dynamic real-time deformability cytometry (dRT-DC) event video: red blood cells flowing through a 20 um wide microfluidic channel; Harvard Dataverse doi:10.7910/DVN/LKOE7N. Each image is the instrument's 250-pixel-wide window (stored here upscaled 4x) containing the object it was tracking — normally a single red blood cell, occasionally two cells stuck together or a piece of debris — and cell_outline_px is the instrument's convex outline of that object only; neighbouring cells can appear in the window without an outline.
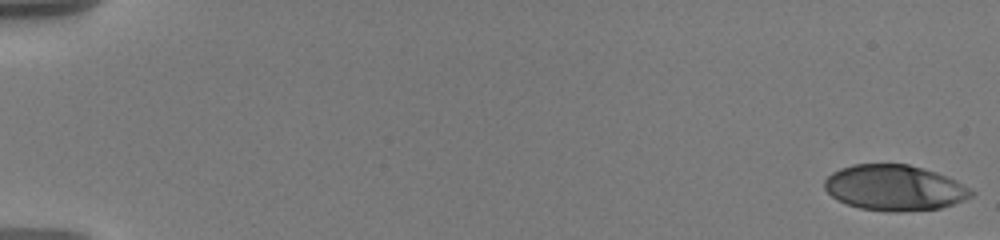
{"species": "human", "species_latin": "Homo sapiens", "temperature_condition": "warm", "stored_images_in_passage": 19, "camera_frame_rate_fps": 3000, "um_per_image_px": 0.085, "donor": {"sex": "male"}, "frame": {"image": 1, "passage_image": 1, "time_ms": 0.0, "image_size_px": [1000, 240], "cell_outline_px": [[976, 192], [972, 196], [964, 200], [940, 208], [900, 212], [888, 212], [860, 208], [836, 200], [824, 188], [824, 180], [832, 172], [840, 168], [852, 164], [908, 164], [924, 168], [948, 176], [972, 188]], "centroid_in_image_um": [76.05, 15.96], "position_along_channel_um": 8.9, "area_um2": 39.36}}
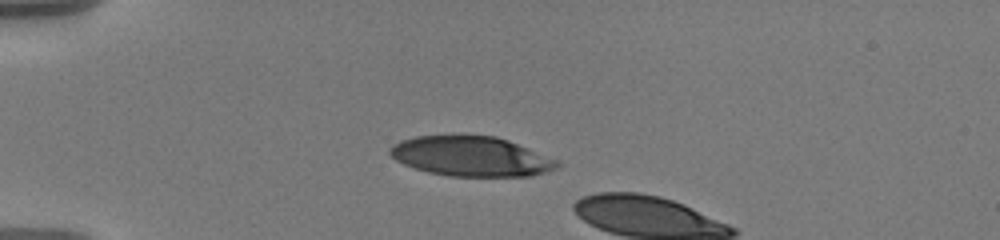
{"frame": {"image": 2, "passage_image": 16, "time_ms": 5.0, "image_size_px": [1000, 240], "cell_outline_px": [[560, 164], [556, 168], [532, 176], [452, 176], [428, 172], [404, 164], [396, 160], [388, 152], [388, 148], [392, 144], [400, 140], [416, 136], [452, 132], [496, 136], [508, 140], [560, 160]], "centroid_in_image_um": [40.01, 13.24], "position_along_channel_um": 45.0, "area_um2": 39.88}}